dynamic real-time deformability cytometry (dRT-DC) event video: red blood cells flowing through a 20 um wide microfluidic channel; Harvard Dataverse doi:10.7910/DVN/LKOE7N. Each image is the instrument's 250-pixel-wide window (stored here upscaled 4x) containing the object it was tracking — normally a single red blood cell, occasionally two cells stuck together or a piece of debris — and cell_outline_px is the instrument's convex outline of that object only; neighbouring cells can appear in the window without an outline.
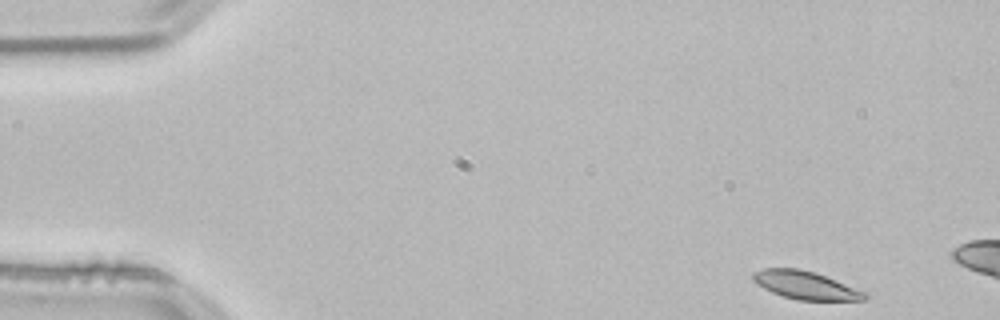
{"species": "common noctule bat (a hibernating species)", "species_latin": "Nyctalus noctula", "temperature_condition": "room temperature", "stored_images_in_passage": 9, "camera_frame_rate_fps": 3000, "um_per_image_px": 0.085, "animal": {"sex": "male", "body_mass_g": 21.5, "forearm_length_mm": 52.0}, "frame": {"image": 1, "passage_image": 1, "time_ms": 0.0, "image_size_px": [1000, 320], "cell_outline_px": [[868, 300], [796, 300], [772, 292], [756, 284], [752, 280], [752, 272], [764, 268], [800, 268], [816, 272], [868, 292]], "centroid_in_image_um": [68.5, 24.23], "position_along_channel_um": 16.5, "area_um2": 18.55}}